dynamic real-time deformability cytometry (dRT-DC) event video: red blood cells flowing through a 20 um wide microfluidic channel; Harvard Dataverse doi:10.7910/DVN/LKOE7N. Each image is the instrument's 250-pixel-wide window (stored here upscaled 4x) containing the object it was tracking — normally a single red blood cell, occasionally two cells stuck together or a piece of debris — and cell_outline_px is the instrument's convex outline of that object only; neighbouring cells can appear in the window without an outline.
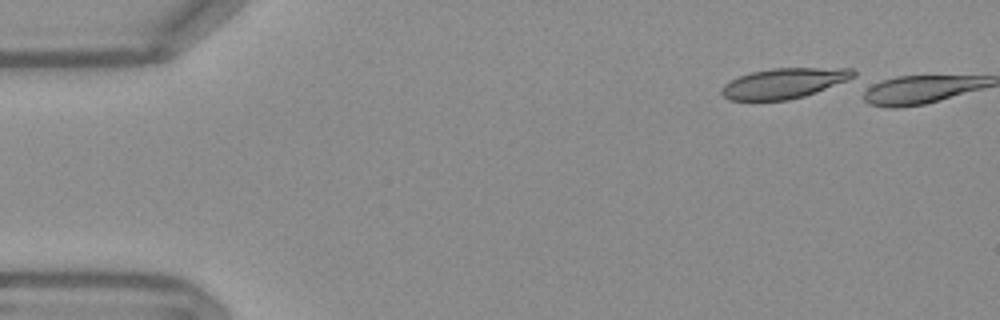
{"species": "Egyptian fruit bat (a non-hibernating species)", "species_latin": "Rousettus aegyptiacus", "temperature_condition": "warm", "stored_images_in_passage": 2, "camera_frame_rate_fps": 3000, "um_per_image_px": 0.085, "frame": {"image": 1, "passage_image": 1, "time_ms": 0.0, "image_size_px": [1000, 320], "cell_outline_px": [[856, 80], [804, 96], [788, 100], [728, 100], [720, 92], [720, 88], [724, 84], [740, 76], [752, 72], [772, 68], [852, 68], [856, 72]], "centroid_in_image_um": [66.76, 7.07], "position_along_channel_um": 18.2, "area_um2": 23.7}}